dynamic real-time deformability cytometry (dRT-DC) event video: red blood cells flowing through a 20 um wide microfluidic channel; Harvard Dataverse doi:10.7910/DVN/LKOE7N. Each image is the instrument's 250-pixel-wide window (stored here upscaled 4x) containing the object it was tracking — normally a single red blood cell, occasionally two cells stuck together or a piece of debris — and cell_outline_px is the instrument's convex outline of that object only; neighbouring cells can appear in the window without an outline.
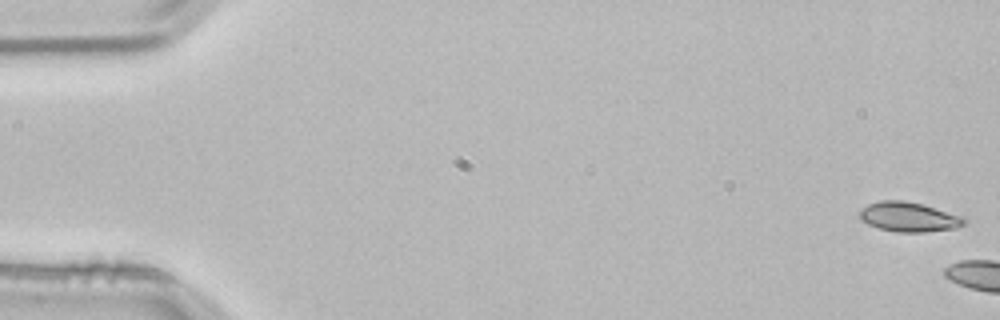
{"species": "common noctule bat (a hibernating species)", "species_latin": "Nyctalus noctula", "temperature_condition": "room temperature", "stored_images_in_passage": 5, "camera_frame_rate_fps": 3000, "um_per_image_px": 0.085, "animal": {"sex": "male", "body_mass_g": 21.5, "forearm_length_mm": 52.0}, "frame": {"image": 1, "passage_image": 1, "time_ms": 0.0, "image_size_px": [1000, 320], "cell_outline_px": [[968, 220], [964, 224], [956, 228], [924, 232], [896, 232], [876, 228], [860, 220], [860, 212], [868, 204], [880, 200], [904, 200], [920, 204], [964, 216]], "centroid_in_image_um": [77.26, 18.45], "position_along_channel_um": 7.7, "area_um2": 18.09}}